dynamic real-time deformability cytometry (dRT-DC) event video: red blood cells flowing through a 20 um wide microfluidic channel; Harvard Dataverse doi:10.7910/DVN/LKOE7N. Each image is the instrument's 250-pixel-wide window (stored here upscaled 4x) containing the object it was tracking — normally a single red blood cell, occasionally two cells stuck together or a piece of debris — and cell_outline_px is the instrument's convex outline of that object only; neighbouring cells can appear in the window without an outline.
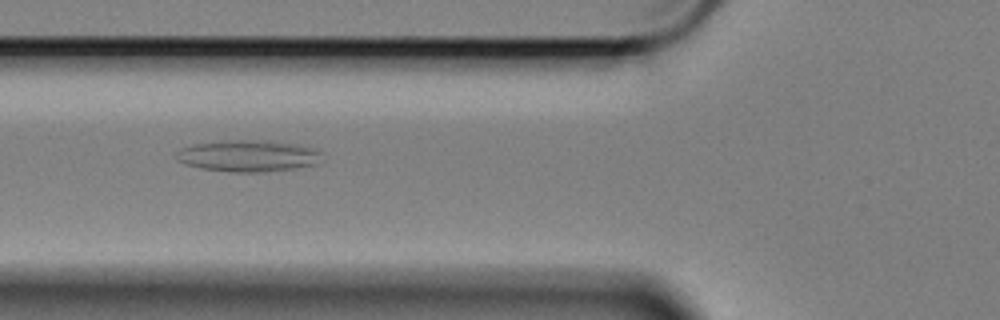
{"species": "Egyptian fruit bat (a non-hibernating species)", "species_latin": "Rousettus aegyptiacus", "temperature_condition": "cold", "stored_images_in_passage": 51, "camera_frame_rate_fps": 3000, "um_per_image_px": 0.085, "animal": {"sex": "female"}, "frame": {"image": 1, "passage_image": 9, "time_ms": 2.667, "image_size_px": [1000, 320], "cell_outline_px": [[320, 152], [316, 164], [296, 168], [264, 172], [228, 172], [200, 168], [176, 160], [180, 152], [184, 148], [196, 144], [228, 140], [268, 140], [296, 144], [312, 148]], "centroid_in_image_um": [21.12, 13.25], "position_along_channel_um": 104.7, "area_um2": 26.36}}
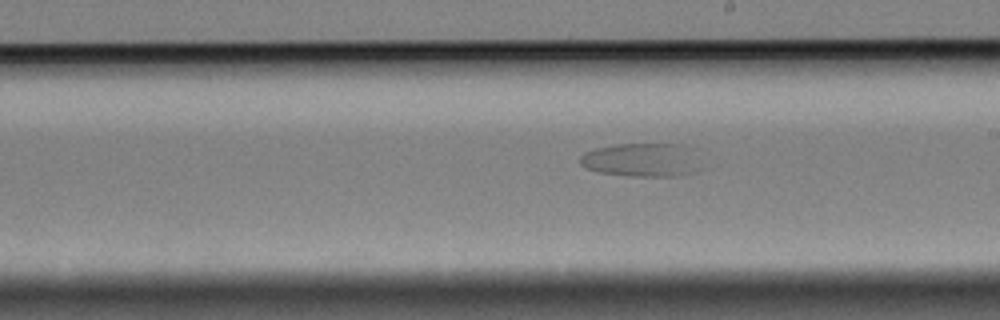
{"frame": {"image": 2, "passage_image": 22, "time_ms": 7.0, "image_size_px": [1000, 320], "cell_outline_px": [[696, 172], [676, 176], [632, 176], [600, 172], [588, 168], [580, 164], [580, 156], [584, 152], [596, 148], [616, 144], [680, 144]], "centroid_in_image_um": [54.3, 13.6], "position_along_channel_um": 234.7, "area_um2": 22.25}}
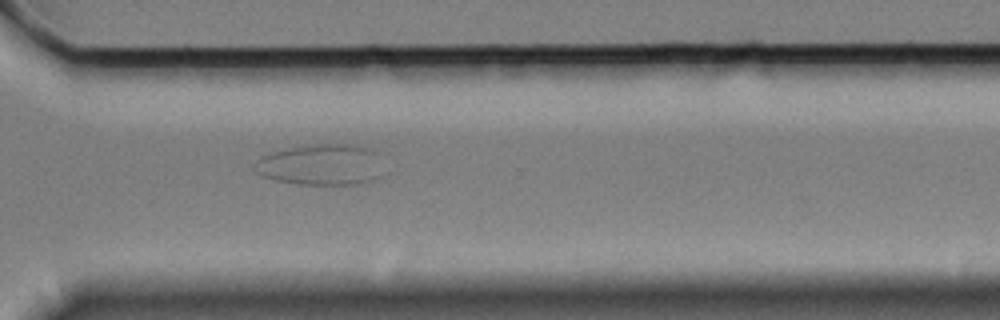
{"frame": {"image": 3, "passage_image": 33, "time_ms": 10.667, "image_size_px": [1000, 320], "cell_outline_px": [[376, 176], [372, 180], [360, 184], [300, 184], [276, 180], [264, 176], [256, 172], [252, 164], [260, 156], [272, 152], [292, 148], [316, 144], [348, 144], [372, 148], [376, 152]], "centroid_in_image_um": [27.18, 13.99], "position_along_channel_um": 343.4, "area_um2": 30.06}}